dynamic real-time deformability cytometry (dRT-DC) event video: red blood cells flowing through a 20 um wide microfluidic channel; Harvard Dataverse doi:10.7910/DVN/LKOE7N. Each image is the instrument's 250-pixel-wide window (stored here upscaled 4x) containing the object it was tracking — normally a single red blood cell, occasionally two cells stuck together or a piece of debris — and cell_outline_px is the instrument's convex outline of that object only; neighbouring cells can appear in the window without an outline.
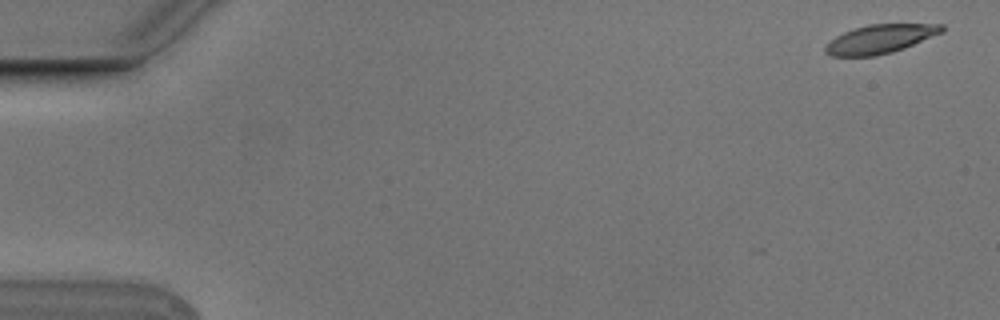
{"species": "Egyptian fruit bat (a non-hibernating species)", "species_latin": "Rousettus aegyptiacus", "temperature_condition": "cold", "stored_images_in_passage": 6, "camera_frame_rate_fps": 3000, "um_per_image_px": 0.085, "animal": {"sex": "male"}, "frame": {"image": 1, "passage_image": 1, "time_ms": 0.0, "image_size_px": [1000, 320], "cell_outline_px": [[944, 32], [904, 48], [892, 52], [876, 56], [832, 56], [824, 52], [824, 48], [836, 36], [844, 32], [868, 24], [944, 24]], "centroid_in_image_um": [74.84, 3.31], "position_along_channel_um": 10.2, "area_um2": 19.42}}